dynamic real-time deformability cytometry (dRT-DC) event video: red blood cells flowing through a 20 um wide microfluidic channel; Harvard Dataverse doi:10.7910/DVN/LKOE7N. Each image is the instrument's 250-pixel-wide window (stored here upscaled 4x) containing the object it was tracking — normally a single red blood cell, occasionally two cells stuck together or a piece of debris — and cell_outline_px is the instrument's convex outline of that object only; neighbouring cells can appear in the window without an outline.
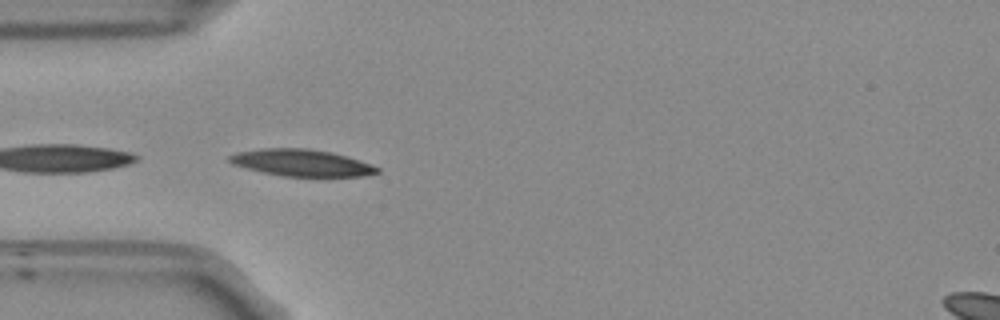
{"species": "Egyptian fruit bat (a non-hibernating species)", "species_latin": "Rousettus aegyptiacus", "temperature_condition": "room temperature", "stored_images_in_passage": 7, "camera_frame_rate_fps": 3000, "um_per_image_px": 0.085, "frame": {"image": 1, "passage_image": 1, "time_ms": 0.0, "image_size_px": [1000, 320], "cell_outline_px": [[380, 172], [364, 176], [280, 176], [232, 164], [228, 160], [228, 156], [236, 152], [264, 148], [308, 148], [328, 152], [344, 156], [380, 168]], "centroid_in_image_um": [25.58, 13.84], "position_along_channel_um": 59.4, "area_um2": 22.66}}